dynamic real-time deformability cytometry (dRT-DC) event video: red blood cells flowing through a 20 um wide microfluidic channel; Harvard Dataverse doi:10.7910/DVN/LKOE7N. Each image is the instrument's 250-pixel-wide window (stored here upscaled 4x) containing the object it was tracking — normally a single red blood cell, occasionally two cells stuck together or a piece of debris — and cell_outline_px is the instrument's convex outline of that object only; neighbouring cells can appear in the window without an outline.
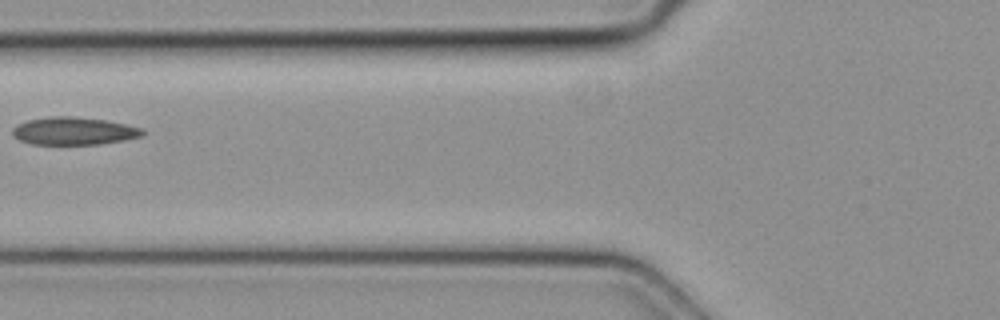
{"species": "common noctule bat (a hibernating species)", "species_latin": "Nyctalus noctula", "temperature_condition": "cold", "stored_images_in_passage": 5, "camera_frame_rate_fps": 3000, "um_per_image_px": 0.085, "animal": {"sex": "female", "body_mass_g": 19.3, "forearm_length_mm": 54.1}, "frame": {"image": 1, "passage_image": 5, "time_ms": 1.333, "image_size_px": [1000, 320], "cell_outline_px": [[144, 132], [140, 136], [124, 140], [100, 144], [32, 144], [20, 140], [12, 136], [12, 128], [16, 124], [28, 120], [48, 116], [72, 116], [104, 120], [144, 128]], "centroid_in_image_um": [6.23, 11.13], "position_along_channel_um": 119.6, "area_um2": 20.98}}